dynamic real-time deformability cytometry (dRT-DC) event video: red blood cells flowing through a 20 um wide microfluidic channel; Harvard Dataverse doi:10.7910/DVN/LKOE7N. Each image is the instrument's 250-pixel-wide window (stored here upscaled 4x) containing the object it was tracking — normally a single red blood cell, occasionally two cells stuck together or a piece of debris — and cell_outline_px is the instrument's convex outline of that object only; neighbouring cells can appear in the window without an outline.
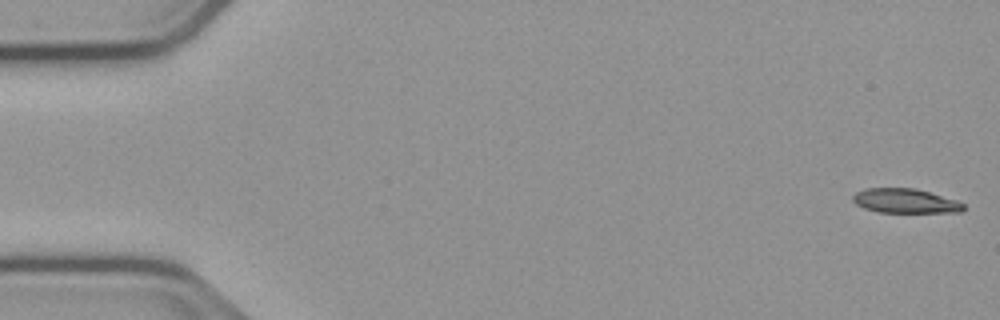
{"species": "common noctule bat (a hibernating species)", "species_latin": "Nyctalus noctula", "temperature_condition": "cold", "stored_images_in_passage": 55, "camera_frame_rate_fps": 3000, "um_per_image_px": 0.085, "animal": {"sex": "male", "body_mass_g": 23.1, "forearm_length_mm": 52.7}, "frame": {"image": 1, "passage_image": 1, "time_ms": 0.0, "image_size_px": [1000, 320], "cell_outline_px": [[964, 208], [960, 212], [876, 212], [864, 208], [856, 204], [852, 200], [852, 196], [856, 192], [864, 188], [916, 188], [956, 200], [964, 204]], "centroid_in_image_um": [76.9, 17.07], "position_along_channel_um": 8.1, "area_um2": 15.72}}
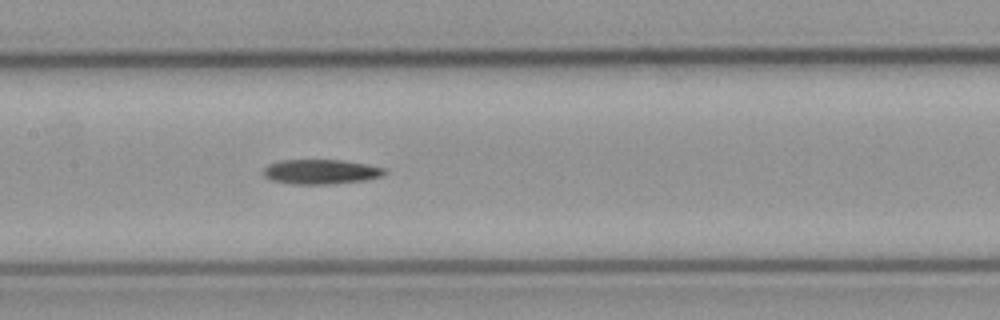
{"frame": {"image": 2, "passage_image": 26, "time_ms": 8.333, "image_size_px": [1000, 320], "cell_outline_px": [[388, 172], [380, 176], [364, 180], [332, 184], [292, 184], [272, 180], [264, 176], [264, 168], [268, 164], [280, 160], [340, 160], [364, 164], [384, 168]], "centroid_in_image_um": [27.24, 14.6], "position_along_channel_um": 180.2, "area_um2": 17.28}}
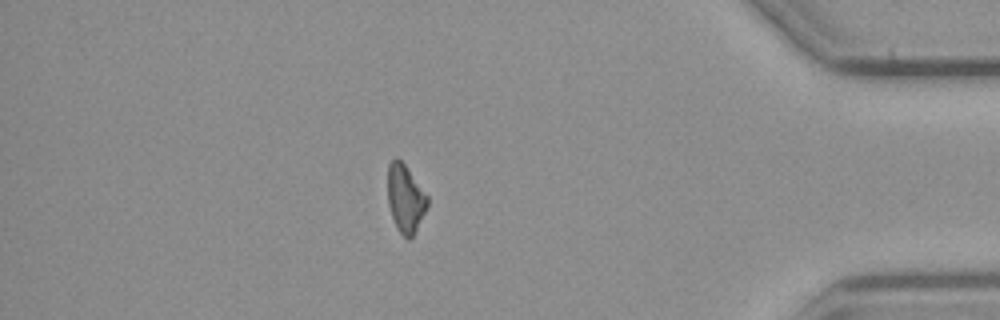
{"frame": {"image": 3, "passage_image": 47, "time_ms": 15.333, "image_size_px": [1000, 320], "cell_outline_px": [[428, 208], [412, 236], [408, 240], [396, 228], [388, 204], [388, 164], [396, 156], [404, 164], [428, 196]], "centroid_in_image_um": [34.46, 16.88], "position_along_channel_um": 400.7, "area_um2": 15.61}}